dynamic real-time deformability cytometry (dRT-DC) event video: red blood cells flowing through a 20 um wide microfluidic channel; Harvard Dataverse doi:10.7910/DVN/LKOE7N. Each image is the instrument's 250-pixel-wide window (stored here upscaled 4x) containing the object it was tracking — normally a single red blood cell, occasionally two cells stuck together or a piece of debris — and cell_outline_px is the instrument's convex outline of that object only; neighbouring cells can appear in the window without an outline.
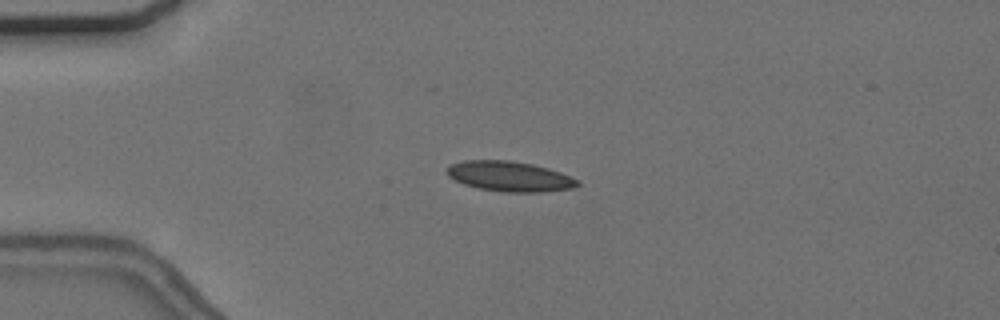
{"species": "common noctule bat (a hibernating species)", "species_latin": "Nyctalus noctula", "temperature_condition": "cold", "stored_images_in_passage": 44, "camera_frame_rate_fps": 3000, "um_per_image_px": 0.085, "animal": {"sex": "female", "body_mass_g": 24.6, "forearm_length_mm": 56.2}, "frame": {"image": 1, "passage_image": 2, "time_ms": 0.333, "image_size_px": [1000, 320], "cell_outline_px": [[580, 184], [572, 188], [540, 192], [504, 192], [480, 188], [464, 184], [448, 176], [448, 164], [464, 160], [508, 160], [532, 164], [548, 168], [560, 172], [580, 180]], "centroid_in_image_um": [43.33, 14.98], "position_along_channel_um": 41.7, "area_um2": 22.83}}
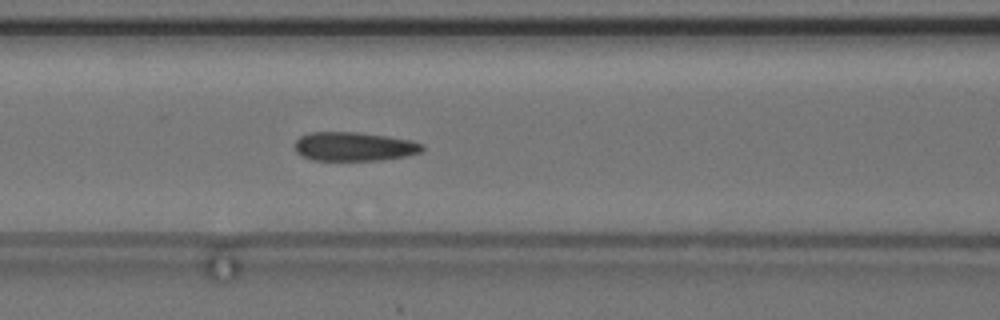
{"frame": {"image": 2, "passage_image": 12, "time_ms": 3.667, "image_size_px": [1000, 320], "cell_outline_px": [[424, 148], [420, 152], [404, 156], [380, 160], [312, 160], [296, 152], [296, 140], [300, 136], [308, 132], [360, 132], [388, 136], [412, 140], [424, 144]], "centroid_in_image_um": [30.11, 12.44], "position_along_channel_um": 136.5, "area_um2": 21.5}}
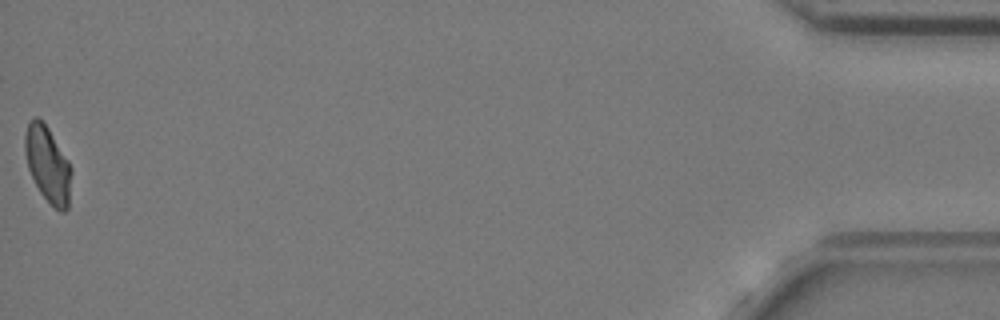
{"frame": {"image": 3, "passage_image": 44, "time_ms": 14.333, "image_size_px": [1000, 320], "cell_outline_px": [[72, 172], [68, 208], [64, 212], [60, 212], [40, 192], [28, 168], [24, 152], [24, 136], [28, 124], [32, 116], [40, 116], [48, 128], [68, 160], [72, 168]], "centroid_in_image_um": [4.06, 13.93], "position_along_channel_um": 431.1, "area_um2": 20.58}, "authors_computed_cell_mechanics": {"area_um2": 21.6461, "velocity_mm_per_s": 3.6851, "shape_relaxation_time_tau1_ms": 4.8684, "shape_relaxation_time_tau2_ms": 3.6415, "deformation_change_tau1": 0.0989, "deformation_change_tau2": 0.0849}}